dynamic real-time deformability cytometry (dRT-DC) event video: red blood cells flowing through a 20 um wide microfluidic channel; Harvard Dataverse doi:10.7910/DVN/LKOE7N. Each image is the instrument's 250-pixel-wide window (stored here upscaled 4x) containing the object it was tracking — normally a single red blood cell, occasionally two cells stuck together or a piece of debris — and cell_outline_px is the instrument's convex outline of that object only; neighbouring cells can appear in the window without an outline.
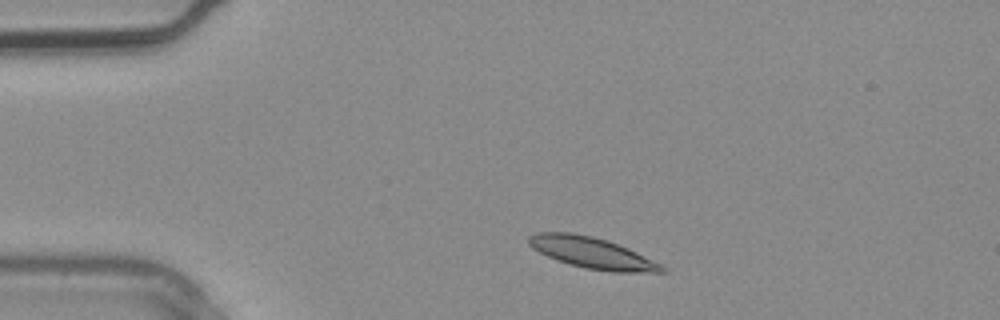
{"species": "common noctule bat (a hibernating species)", "species_latin": "Nyctalus noctula", "temperature_condition": "warm", "stored_images_in_passage": 2, "camera_frame_rate_fps": 3000, "um_per_image_px": 0.085, "animal": {"sex": "male", "body_mass_g": 20.4}, "frame": {"image": 1, "passage_image": 1, "time_ms": 0.0, "image_size_px": [1000, 320], "cell_outline_px": [[668, 272], [612, 272], [584, 268], [568, 264], [556, 260], [532, 248], [528, 244], [528, 236], [536, 232], [572, 232], [592, 236], [608, 240], [628, 248], [668, 268]], "centroid_in_image_um": [50.31, 21.49], "position_along_channel_um": 34.7, "area_um2": 24.28}}
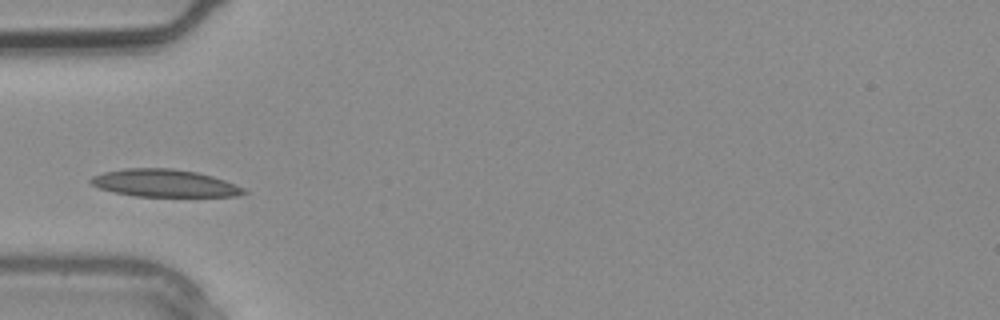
{"frame": {"image": 2, "passage_image": 2, "time_ms": 0.333, "image_size_px": [1000, 320], "cell_outline_px": [[248, 192], [236, 196], [136, 196], [116, 192], [100, 188], [92, 184], [88, 180], [92, 176], [104, 172], [124, 168], [172, 168], [196, 172], [212, 176], [224, 180], [244, 188]], "centroid_in_image_um": [13.97, 15.56], "position_along_channel_um": 71.0, "area_um2": 24.28}}